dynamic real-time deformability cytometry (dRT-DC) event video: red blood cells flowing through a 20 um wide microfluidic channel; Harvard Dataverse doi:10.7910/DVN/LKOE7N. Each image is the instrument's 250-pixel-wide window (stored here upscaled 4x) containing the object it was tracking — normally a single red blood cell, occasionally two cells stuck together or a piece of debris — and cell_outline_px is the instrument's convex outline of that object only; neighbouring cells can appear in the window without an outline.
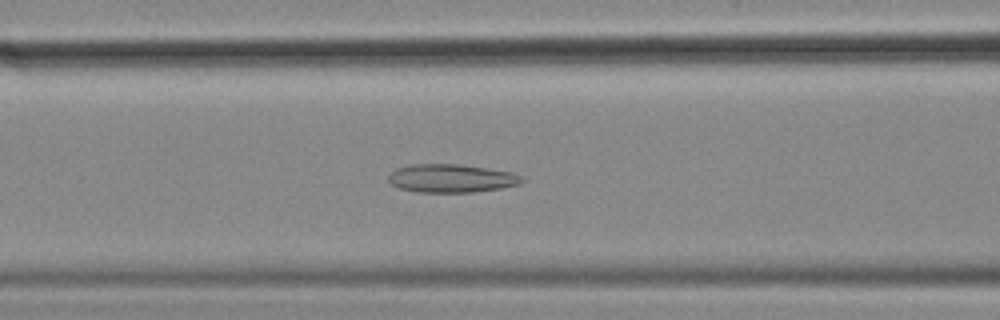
{"species": "common noctule bat (a hibernating species)", "species_latin": "Nyctalus noctula", "temperature_condition": "cold", "stored_images_in_passage": 57, "camera_frame_rate_fps": 3000, "um_per_image_px": 0.085, "animal": {"sex": "female", "body_mass_g": 18.4}, "frame": {"image": 1, "passage_image": 22, "time_ms": 7.0, "image_size_px": [1000, 320], "cell_outline_px": [[524, 180], [516, 184], [500, 188], [472, 192], [416, 192], [400, 188], [392, 184], [388, 180], [388, 172], [396, 168], [412, 164], [456, 164], [484, 168], [508, 172], [520, 176]], "centroid_in_image_um": [38.25, 15.16], "position_along_channel_um": 128.3, "area_um2": 21.68}}
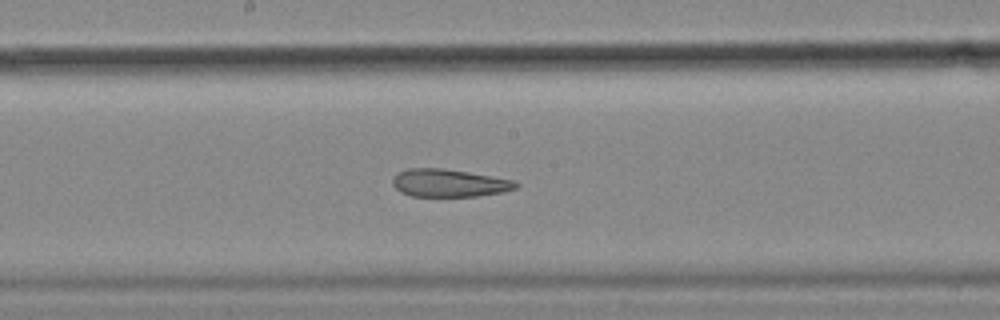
{"frame": {"image": 2, "passage_image": 29, "time_ms": 9.333, "image_size_px": [1000, 320], "cell_outline_px": [[520, 184], [516, 188], [504, 192], [476, 196], [412, 196], [400, 192], [392, 184], [392, 180], [400, 172], [408, 168], [444, 168], [516, 180]], "centroid_in_image_um": [38.21, 15.55], "position_along_channel_um": 210.0, "area_um2": 19.94}}
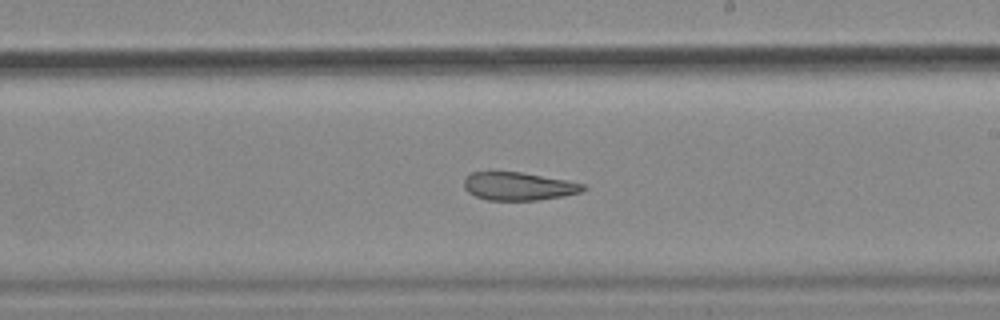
{"frame": {"image": 3, "passage_image": 32, "time_ms": 10.333, "image_size_px": [1000, 320], "cell_outline_px": [[588, 188], [580, 192], [560, 196], [536, 200], [488, 200], [476, 196], [468, 192], [464, 188], [464, 180], [472, 172], [520, 172], [564, 180], [584, 184]], "centroid_in_image_um": [44.05, 15.83], "position_along_channel_um": 244.9, "area_um2": 19.13}, "authors_computed_cell_mechanics": {"area_um2": 23.987, "velocity_mm_per_s": 3.5197, "shape_relaxation_time_tau1_ms": null, "shape_relaxation_time_tau2_ms": 3.4531, "deformation_change_tau1": null, "deformation_change_tau2": 0.1095}}